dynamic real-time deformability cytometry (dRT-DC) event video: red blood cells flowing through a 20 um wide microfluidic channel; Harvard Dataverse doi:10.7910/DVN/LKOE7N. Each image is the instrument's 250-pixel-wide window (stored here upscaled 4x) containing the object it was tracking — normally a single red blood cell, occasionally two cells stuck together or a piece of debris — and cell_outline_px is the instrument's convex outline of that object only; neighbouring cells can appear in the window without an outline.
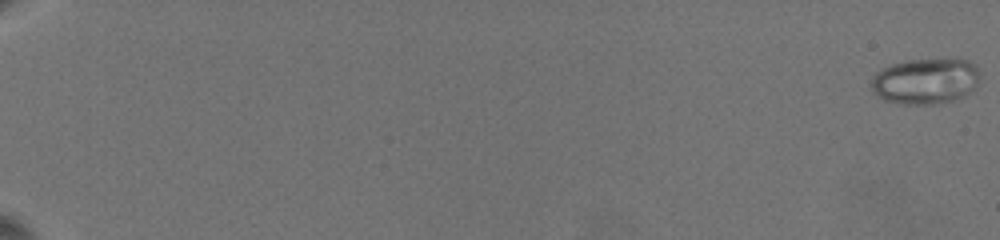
{"species": "common noctule bat (a hibernating species)", "species_latin": "Nyctalus noctula", "temperature_condition": "warm", "stored_images_in_passage": 48, "camera_frame_rate_fps": 3000, "um_per_image_px": 0.085, "animal": {"sex": "female", "body_mass_g": 19.5, "forearm_length_mm": 54.1}, "frame": {"image": 1, "passage_image": 1, "time_ms": 0.0, "image_size_px": [1000, 240], "cell_outline_px": [[980, 76], [976, 88], [964, 96], [952, 100], [932, 104], [904, 104], [884, 100], [876, 96], [872, 92], [872, 76], [876, 72], [892, 64], [908, 60], [968, 60], [976, 64], [980, 72]], "centroid_in_image_um": [78.68, 6.9], "position_along_channel_um": 6.3, "area_um2": 29.02}}
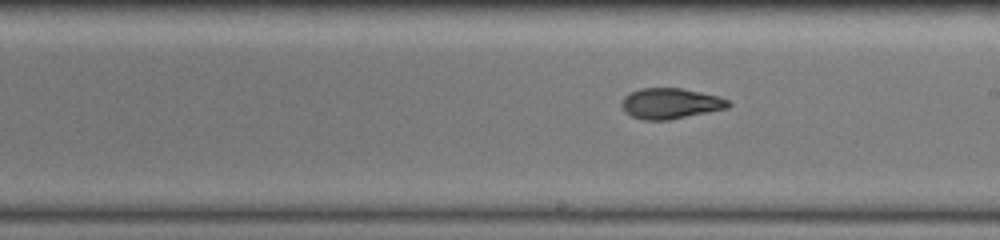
{"frame": {"image": 2, "passage_image": 31, "time_ms": 13.667, "image_size_px": [1000, 240], "cell_outline_px": [[732, 104], [728, 108], [668, 120], [644, 120], [632, 116], [624, 112], [620, 104], [624, 96], [640, 88], [680, 88], [720, 96], [728, 100]], "centroid_in_image_um": [56.98, 8.79], "position_along_channel_um": 232.0, "area_um2": 19.07}}
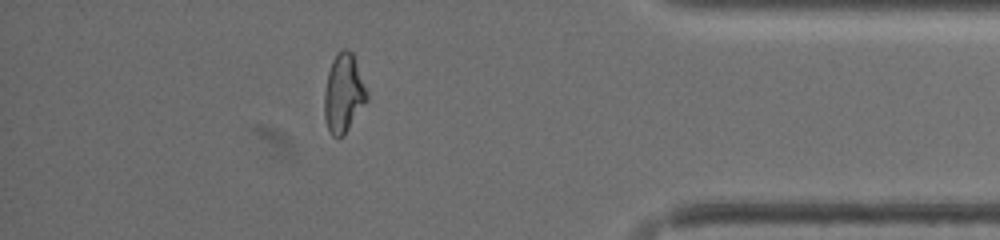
{"frame": {"image": 3, "passage_image": 46, "time_ms": 19.333, "image_size_px": [1000, 240], "cell_outline_px": [[368, 100], [344, 136], [332, 136], [328, 128], [324, 116], [324, 92], [328, 72], [332, 60], [336, 52], [340, 48], [348, 48], [352, 52], [368, 92]], "centroid_in_image_um": [29.21, 7.91], "position_along_channel_um": 406.0, "area_um2": 19.71}}